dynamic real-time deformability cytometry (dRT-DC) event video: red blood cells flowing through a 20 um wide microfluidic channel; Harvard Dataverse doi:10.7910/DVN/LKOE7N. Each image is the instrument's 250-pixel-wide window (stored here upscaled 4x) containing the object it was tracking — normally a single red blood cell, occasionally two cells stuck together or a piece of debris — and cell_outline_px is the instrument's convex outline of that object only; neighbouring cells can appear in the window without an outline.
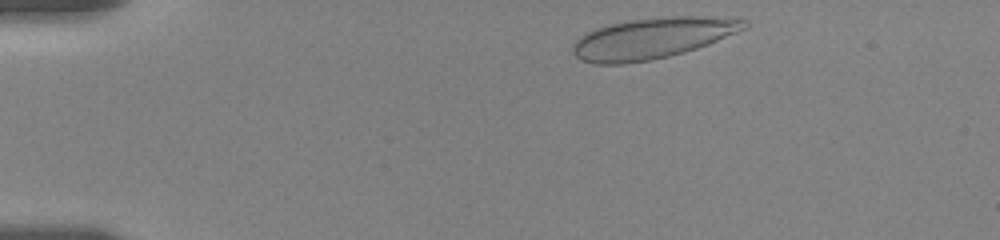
{"species": "human", "species_latin": "Homo sapiens", "temperature_condition": "room temperature", "stored_images_in_passage": 29, "camera_frame_rate_fps": 3000, "um_per_image_px": 0.085, "donor": {"sex": "female"}, "frame": {"image": 1, "passage_image": 1, "time_ms": 0.0, "image_size_px": [1000, 240], "cell_outline_px": [[748, 28], [708, 44], [684, 52], [652, 60], [624, 64], [596, 64], [580, 60], [572, 52], [572, 44], [580, 36], [596, 28], [608, 24], [632, 20], [668, 16], [704, 16], [748, 20]], "centroid_in_image_um": [55.44, 3.25], "position_along_channel_um": 29.6, "area_um2": 40.92}}
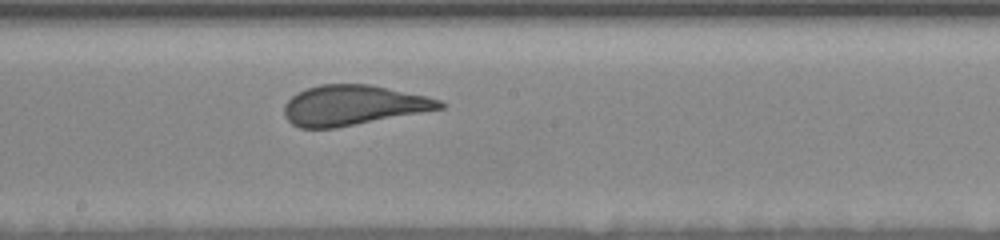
{"frame": {"image": 2, "passage_image": 13, "time_ms": 7.333, "image_size_px": [1000, 240], "cell_outline_px": [[444, 108], [336, 128], [300, 128], [292, 124], [284, 116], [284, 104], [292, 96], [308, 88], [320, 84], [368, 84], [428, 96], [440, 100], [444, 104]], "centroid_in_image_um": [30.0, 8.95], "position_along_channel_um": 218.2, "area_um2": 36.13}}
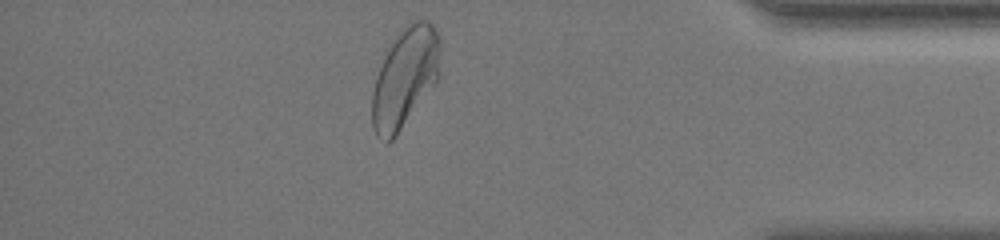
{"frame": {"image": 3, "passage_image": 24, "time_ms": 13.333, "image_size_px": [1000, 240], "cell_outline_px": [[440, 76], [436, 84], [396, 136], [392, 140], [388, 140], [376, 136], [372, 128], [372, 92], [376, 76], [384, 52], [396, 32], [404, 24], [412, 20], [428, 20], [436, 28], [440, 36]], "centroid_in_image_um": [34.44, 6.52], "position_along_channel_um": 400.8, "area_um2": 40.63}, "authors_computed_cell_mechanics": {"area_um2": 39.3618, "velocity_mm_per_s": 3.5254, "shape_relaxation_time_tau1_ms": 9.7754, "shape_relaxation_time_tau2_ms": null, "deformation_change_tau1": 0.2126, "deformation_change_tau2": null}}